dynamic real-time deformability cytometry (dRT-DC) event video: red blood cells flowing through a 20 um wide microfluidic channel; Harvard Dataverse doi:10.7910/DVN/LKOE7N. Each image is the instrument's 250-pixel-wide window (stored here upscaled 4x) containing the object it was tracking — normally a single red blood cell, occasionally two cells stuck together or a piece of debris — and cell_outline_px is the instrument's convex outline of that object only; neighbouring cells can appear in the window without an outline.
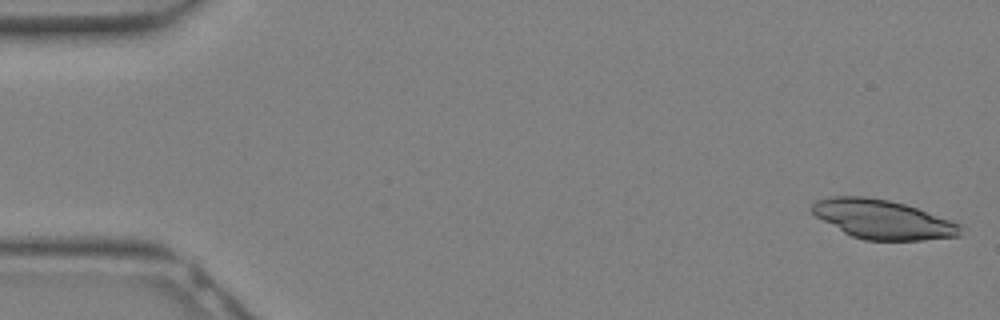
{"species": "Egyptian fruit bat (a non-hibernating species)", "species_latin": "Rousettus aegyptiacus", "temperature_condition": "warm", "stored_images_in_passage": 9, "camera_frame_rate_fps": 3000, "um_per_image_px": 0.085, "animal": {"sex": "female"}, "frame": {"image": 1, "passage_image": 1, "time_ms": 0.0, "image_size_px": [1000, 320], "cell_outline_px": [[960, 236], [920, 240], [864, 240], [852, 236], [844, 232], [816, 216], [812, 212], [812, 204], [816, 200], [832, 196], [864, 196], [888, 200], [904, 204], [916, 208], [960, 224]], "centroid_in_image_um": [75.0, 18.64], "position_along_channel_um": 10.0, "area_um2": 33.29}}